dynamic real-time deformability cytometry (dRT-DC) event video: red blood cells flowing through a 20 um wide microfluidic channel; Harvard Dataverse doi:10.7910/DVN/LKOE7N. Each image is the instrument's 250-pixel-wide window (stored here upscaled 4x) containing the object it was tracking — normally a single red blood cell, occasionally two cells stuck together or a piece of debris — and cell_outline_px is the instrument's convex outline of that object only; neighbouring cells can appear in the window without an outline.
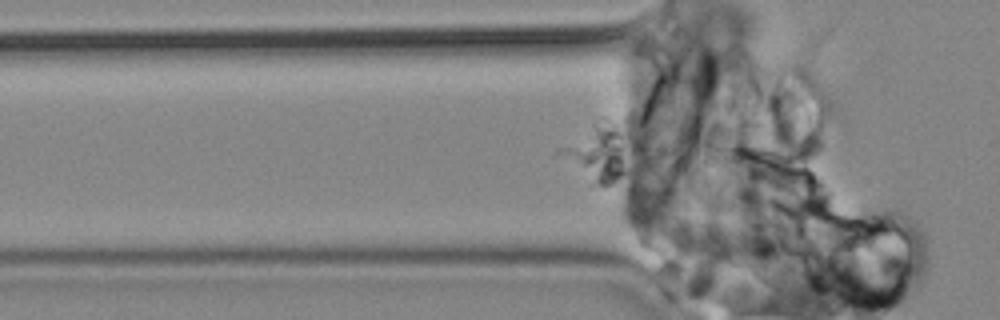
{"species": "common noctule bat (a hibernating species)", "species_latin": "Nyctalus noctula", "temperature_condition": "cold", "stored_images_in_passage": 6, "camera_frame_rate_fps": 3000, "um_per_image_px": 0.085, "animal": {"sex": "male", "body_mass_g": 19.2, "forearm_length_mm": 51.8}, "frame": {"image": 1, "passage_image": 5, "time_ms": 1.333, "image_size_px": [1000, 320], "cell_outline_px": [[616, 148], [600, 180], [596, 180], [584, 164], [580, 156], [600, 116], [604, 116], [608, 120], [616, 132]], "centroid_in_image_um": [50.97, 12.58], "position_along_channel_um": 74.8, "area_um2": 10.0}}